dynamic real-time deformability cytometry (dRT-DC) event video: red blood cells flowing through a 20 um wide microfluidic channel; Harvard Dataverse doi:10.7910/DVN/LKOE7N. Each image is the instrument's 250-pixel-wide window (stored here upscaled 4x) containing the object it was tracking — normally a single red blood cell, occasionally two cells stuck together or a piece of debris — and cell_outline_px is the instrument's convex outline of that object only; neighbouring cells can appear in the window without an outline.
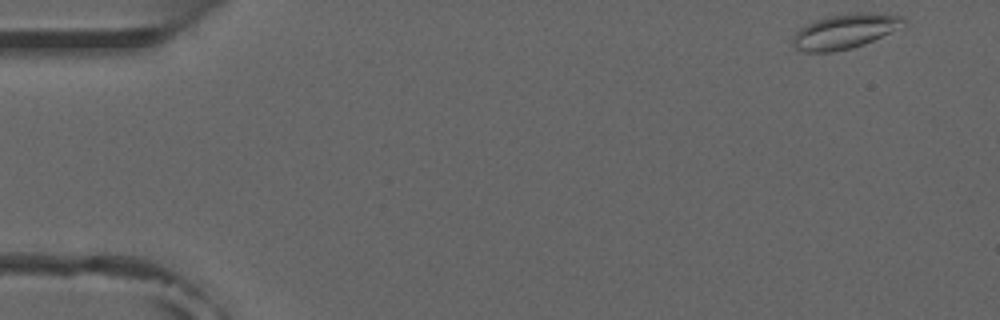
{"species": "common noctule bat (a hibernating species)", "species_latin": "Nyctalus noctula", "temperature_condition": "room temperature", "stored_images_in_passage": 10, "camera_frame_rate_fps": 3000, "um_per_image_px": 0.085, "animal": {"sex": "male", "forearm_length_mm": 52.5}, "frame": {"image": 1, "passage_image": 1, "time_ms": 0.0, "image_size_px": [1000, 320], "cell_outline_px": [[904, 28], [864, 44], [852, 48], [832, 52], [804, 52], [796, 48], [792, 44], [792, 40], [796, 32], [804, 24], [828, 16], [856, 12], [872, 12], [904, 16]], "centroid_in_image_um": [71.86, 2.66], "position_along_channel_um": 13.1, "area_um2": 22.77}}